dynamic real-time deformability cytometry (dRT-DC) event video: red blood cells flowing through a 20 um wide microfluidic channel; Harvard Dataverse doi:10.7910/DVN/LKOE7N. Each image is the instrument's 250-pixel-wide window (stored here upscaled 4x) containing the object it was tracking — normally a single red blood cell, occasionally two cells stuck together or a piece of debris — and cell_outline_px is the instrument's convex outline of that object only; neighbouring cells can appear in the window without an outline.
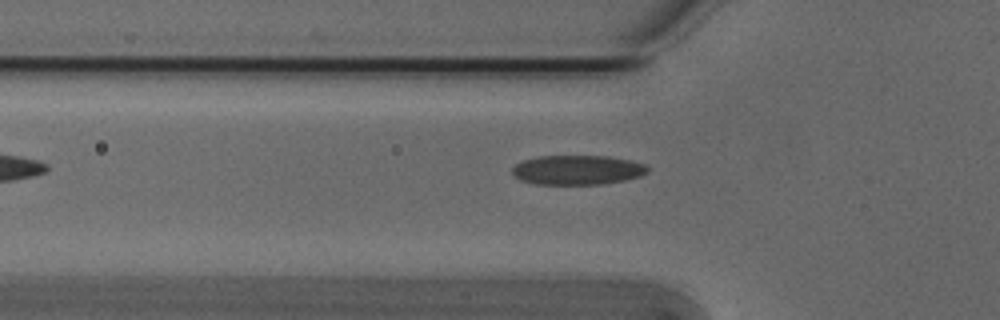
{"species": "Egyptian fruit bat (a non-hibernating species)", "species_latin": "Rousettus aegyptiacus", "temperature_condition": "cold", "stored_images_in_passage": 6, "camera_frame_rate_fps": 3000, "um_per_image_px": 0.085, "animal": {"sex": "male"}, "frame": {"image": 1, "passage_image": 5, "time_ms": 1.333, "image_size_px": [1000, 320], "cell_outline_px": [[648, 172], [640, 176], [624, 180], [604, 184], [536, 184], [520, 180], [512, 172], [512, 168], [516, 164], [524, 160], [536, 156], [608, 156], [628, 160], [644, 164], [648, 168]], "centroid_in_image_um": [49.07, 14.44], "position_along_channel_um": 76.7, "area_um2": 23.18}}
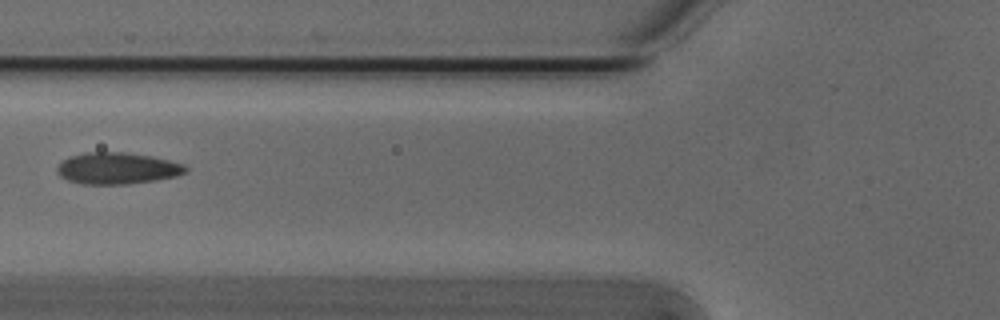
{"frame": {"image": 2, "passage_image": 6, "time_ms": 1.667, "image_size_px": [1000, 320], "cell_outline_px": [[188, 168], [184, 172], [176, 176], [156, 180], [128, 184], [84, 184], [68, 180], [60, 176], [56, 168], [64, 160], [72, 156], [88, 152], [124, 152], [152, 156], [184, 164]], "centroid_in_image_um": [9.98, 14.31], "position_along_channel_um": 115.8, "area_um2": 23.41}}